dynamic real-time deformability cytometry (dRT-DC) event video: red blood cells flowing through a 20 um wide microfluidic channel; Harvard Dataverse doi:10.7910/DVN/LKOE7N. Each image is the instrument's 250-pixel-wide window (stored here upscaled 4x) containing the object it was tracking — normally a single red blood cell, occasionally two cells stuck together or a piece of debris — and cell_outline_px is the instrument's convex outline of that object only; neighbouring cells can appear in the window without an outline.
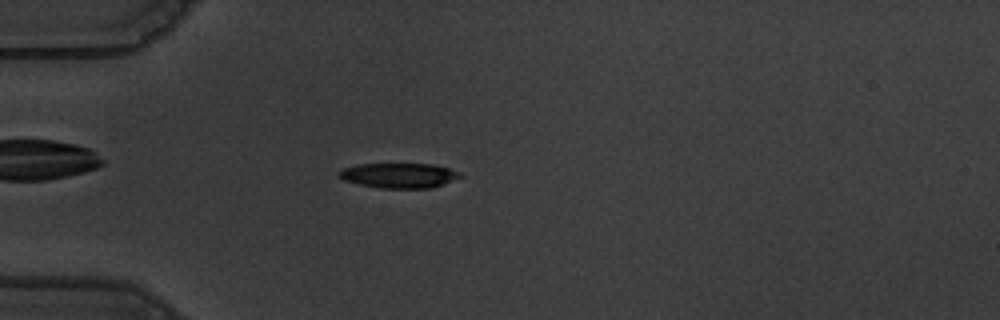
{"species": "common noctule bat (a hibernating species)", "species_latin": "Nyctalus noctula", "temperature_condition": "warm", "stored_images_in_passage": 57, "camera_frame_rate_fps": 3000, "um_per_image_px": 0.085, "animal": {"sex": "male", "body_mass_g": 19.5, "forearm_length_mm": 54.6}, "frame": {"image": 1, "passage_image": 17, "time_ms": 5.333, "image_size_px": [1000, 320], "cell_outline_px": [[464, 176], [444, 184], [432, 188], [380, 188], [360, 184], [344, 180], [336, 176], [336, 172], [344, 168], [356, 164], [432, 164], [448, 168], [460, 172]], "centroid_in_image_um": [33.91, 14.91], "position_along_channel_um": 51.1, "area_um2": 17.74}}
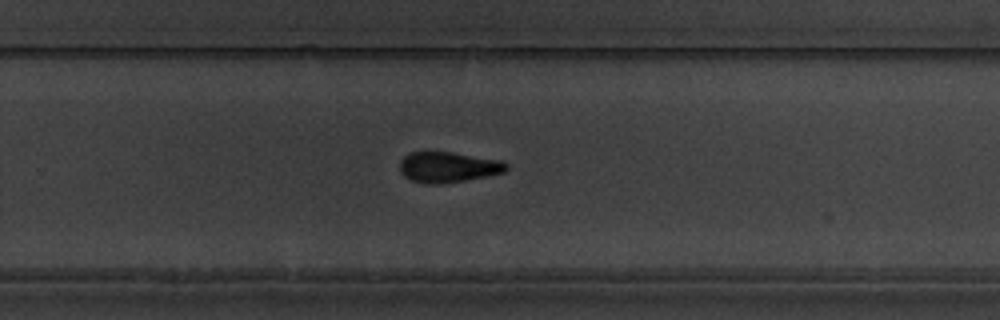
{"frame": {"image": 2, "passage_image": 38, "time_ms": 12.333, "image_size_px": [1000, 320], "cell_outline_px": [[508, 168], [504, 172], [464, 180], [440, 184], [428, 184], [412, 180], [404, 176], [400, 172], [400, 160], [408, 152], [452, 152], [500, 160], [508, 164]], "centroid_in_image_um": [38.06, 14.2], "position_along_channel_um": 291.7, "area_um2": 18.84}}
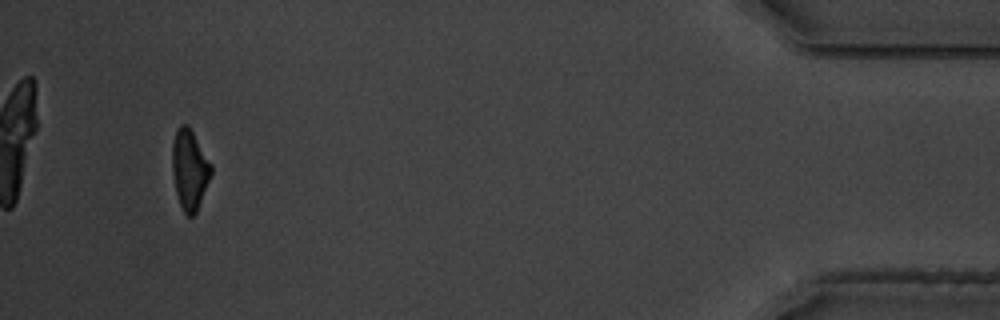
{"frame": {"image": 3, "passage_image": 54, "time_ms": 17.667, "image_size_px": [1000, 320], "cell_outline_px": [[212, 172], [196, 212], [192, 216], [188, 216], [184, 212], [180, 204], [176, 192], [172, 172], [172, 144], [176, 128], [180, 124], [188, 124], [212, 164]], "centroid_in_image_um": [16.1, 14.36], "position_along_channel_um": 419.1, "area_um2": 18.09}, "authors_computed_cell_mechanics": {"area_um2": 19.1896, "velocity_mm_per_s": 3.6464, "shape_relaxation_time_tau1_ms": 3.673, "shape_relaxation_time_tau2_ms": 5.5848, "deformation_change_tau1": 0.1661, "deformation_change_tau2": 0.1294}}